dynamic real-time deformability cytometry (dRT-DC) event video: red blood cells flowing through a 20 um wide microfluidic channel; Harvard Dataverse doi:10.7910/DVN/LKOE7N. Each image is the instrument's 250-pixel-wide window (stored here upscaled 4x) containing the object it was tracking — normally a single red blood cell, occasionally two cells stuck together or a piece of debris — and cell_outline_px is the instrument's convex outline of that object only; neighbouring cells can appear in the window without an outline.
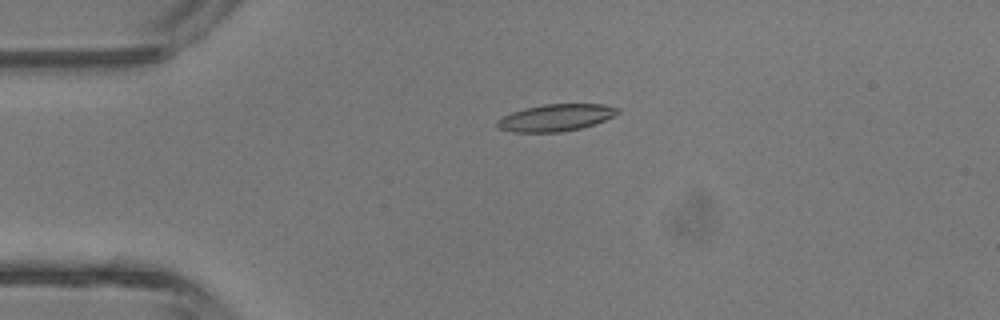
{"species": "common noctule bat (a hibernating species)", "species_latin": "Nyctalus noctula", "temperature_condition": "room temperature", "stored_images_in_passage": 6, "camera_frame_rate_fps": 3000, "um_per_image_px": 0.085, "animal": {"sex": "male", "body_mass_g": 13.3}, "frame": {"image": 1, "passage_image": 3, "time_ms": 2.333, "image_size_px": [1000, 320], "cell_outline_px": [[620, 112], [604, 120], [580, 128], [560, 132], [512, 132], [500, 128], [496, 124], [496, 120], [512, 112], [524, 108], [544, 104], [604, 104], [620, 108]], "centroid_in_image_um": [47.23, 9.99], "position_along_channel_um": 37.8, "area_um2": 18.79}}
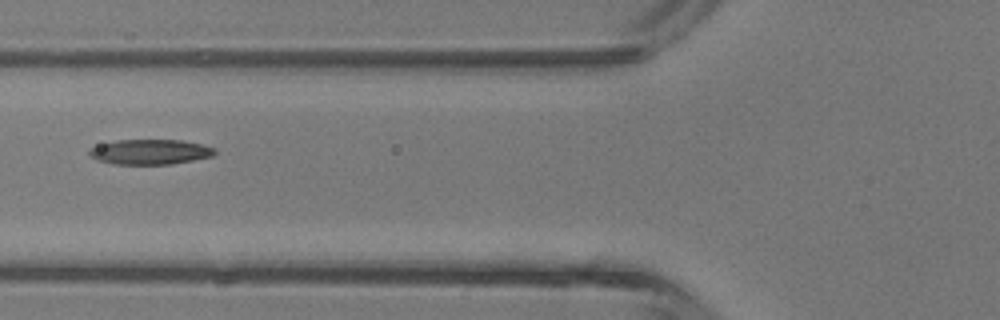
{"frame": {"image": 2, "passage_image": 5, "time_ms": 4.667, "image_size_px": [1000, 320], "cell_outline_px": [[216, 152], [212, 156], [172, 164], [112, 164], [96, 160], [88, 156], [88, 148], [100, 144], [116, 140], [180, 140], [200, 144], [216, 148]], "centroid_in_image_um": [12.69, 12.91], "position_along_channel_um": 113.1, "area_um2": 18.44}}
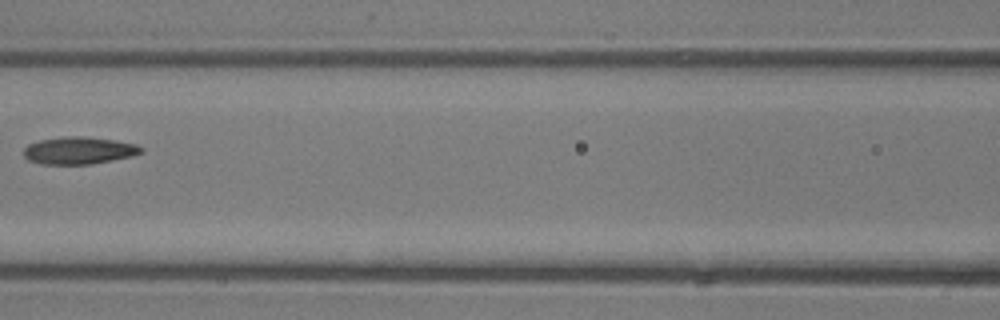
{"frame": {"image": 3, "passage_image": 6, "time_ms": 5.667, "image_size_px": [1000, 320], "cell_outline_px": [[144, 152], [132, 156], [92, 164], [40, 164], [28, 160], [24, 156], [24, 148], [28, 144], [40, 140], [64, 136], [84, 136], [112, 140], [136, 144], [144, 148]], "centroid_in_image_um": [6.71, 12.79], "position_along_channel_um": 159.9, "area_um2": 18.73}}